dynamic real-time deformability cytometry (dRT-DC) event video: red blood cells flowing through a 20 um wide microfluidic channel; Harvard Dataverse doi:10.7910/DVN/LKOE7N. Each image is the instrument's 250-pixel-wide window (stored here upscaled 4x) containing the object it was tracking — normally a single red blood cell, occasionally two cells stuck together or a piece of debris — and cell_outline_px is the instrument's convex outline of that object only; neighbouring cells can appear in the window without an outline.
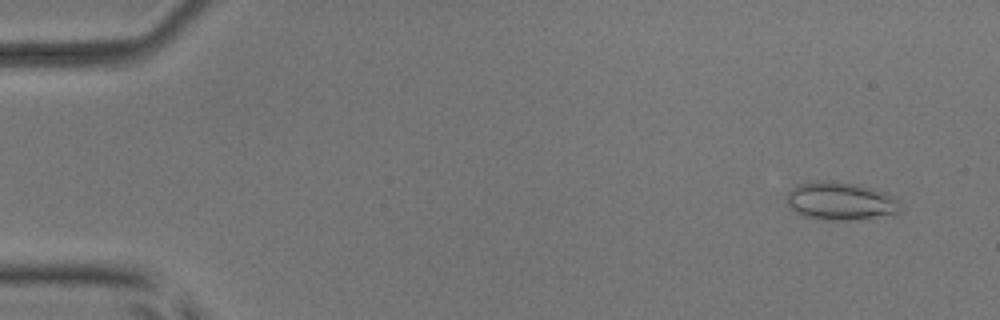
{"species": "common noctule bat (a hibernating species)", "species_latin": "Nyctalus noctula", "temperature_condition": "room temperature", "stored_images_in_passage": 53, "camera_frame_rate_fps": 3000, "um_per_image_px": 0.085, "animal": {"sex": "male", "body_mass_g": 17.9, "forearm_length_mm": 54.2}, "frame": {"image": 1, "passage_image": 4, "time_ms": 1.0, "image_size_px": [1000, 320], "cell_outline_px": [[900, 208], [896, 216], [848, 220], [824, 220], [804, 216], [796, 212], [788, 204], [788, 192], [792, 188], [800, 184], [812, 180], [828, 180], [856, 184], [872, 188], [892, 196], [900, 204]], "centroid_in_image_um": [71.47, 17.1], "position_along_channel_um": 13.5, "area_um2": 25.32}}
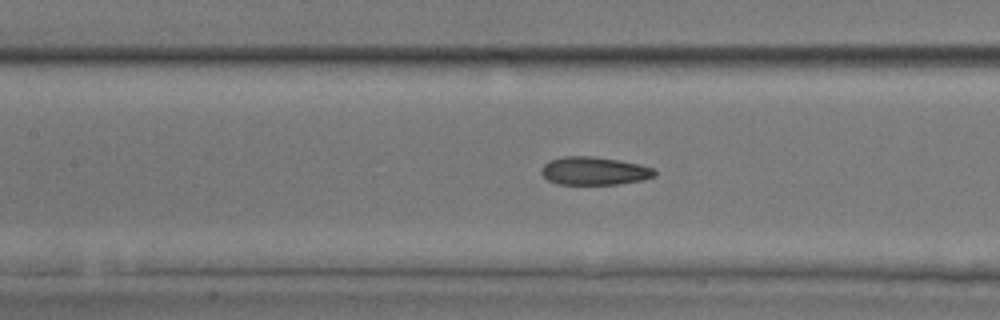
{"frame": {"image": 2, "passage_image": 25, "time_ms": 8.0, "image_size_px": [1000, 320], "cell_outline_px": [[656, 176], [640, 180], [616, 184], [556, 184], [548, 180], [540, 172], [544, 164], [548, 160], [564, 156], [592, 156], [620, 160], [640, 164], [656, 168]], "centroid_in_image_um": [50.51, 14.52], "position_along_channel_um": 156.9, "area_um2": 18.67}}
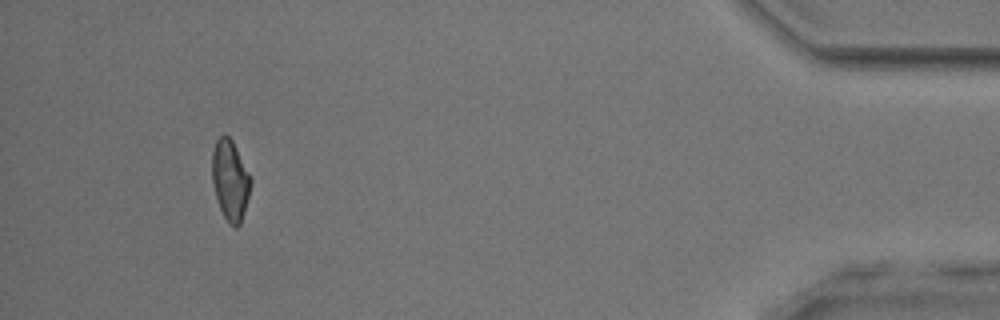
{"frame": {"image": 3, "passage_image": 50, "time_ms": 16.333, "image_size_px": [1000, 320], "cell_outline_px": [[252, 180], [248, 196], [240, 224], [236, 228], [228, 224], [220, 208], [216, 196], [212, 180], [212, 152], [216, 140], [224, 132], [232, 140]], "centroid_in_image_um": [19.55, 15.3], "position_along_channel_um": 415.7, "area_um2": 17.86}, "authors_computed_cell_mechanics": {"area_um2": 18.9006, "velocity_mm_per_s": 3.8959, "shape_relaxation_time_tau1_ms": null, "shape_relaxation_time_tau2_ms": 0.6481, "deformation_change_tau1": null, "deformation_change_tau2": 0.0734}}